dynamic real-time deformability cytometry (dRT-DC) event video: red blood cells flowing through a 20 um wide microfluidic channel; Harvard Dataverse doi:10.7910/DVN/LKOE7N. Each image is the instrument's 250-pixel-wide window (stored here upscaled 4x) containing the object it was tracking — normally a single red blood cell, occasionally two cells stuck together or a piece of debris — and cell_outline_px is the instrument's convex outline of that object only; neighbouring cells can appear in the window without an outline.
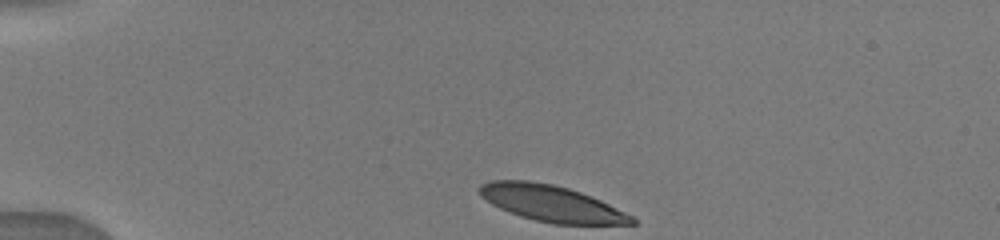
{"species": "human", "species_latin": "Homo sapiens", "temperature_condition": "warm", "stored_images_in_passage": 42, "camera_frame_rate_fps": 3000, "um_per_image_px": 0.085, "donor": {"sex": "male"}, "frame": {"image": 1, "passage_image": 1, "time_ms": 0.0, "image_size_px": [1000, 240], "cell_outline_px": [[636, 224], [552, 224], [520, 216], [500, 208], [492, 204], [480, 196], [480, 184], [488, 180], [528, 180], [552, 184], [568, 188], [592, 196], [636, 216]], "centroid_in_image_um": [46.91, 17.29], "position_along_channel_um": 38.1, "area_um2": 32.31}}
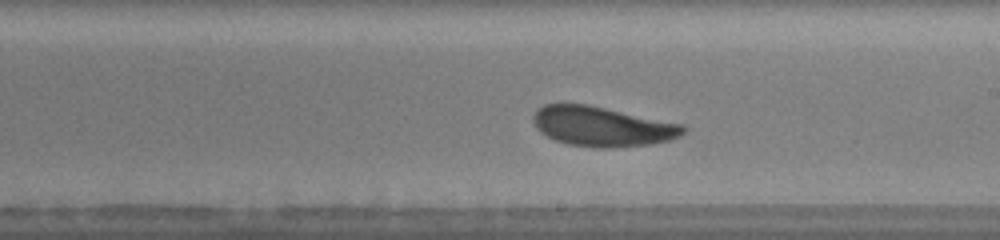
{"frame": {"image": 2, "passage_image": 22, "time_ms": 6.333, "image_size_px": [1000, 240], "cell_outline_px": [[688, 128], [680, 136], [672, 140], [652, 144], [608, 148], [592, 148], [568, 144], [556, 140], [540, 132], [536, 128], [532, 120], [532, 116], [536, 108], [544, 104], [588, 104], [684, 124]], "centroid_in_image_um": [51.2, 10.75], "position_along_channel_um": 237.8, "area_um2": 35.2}}
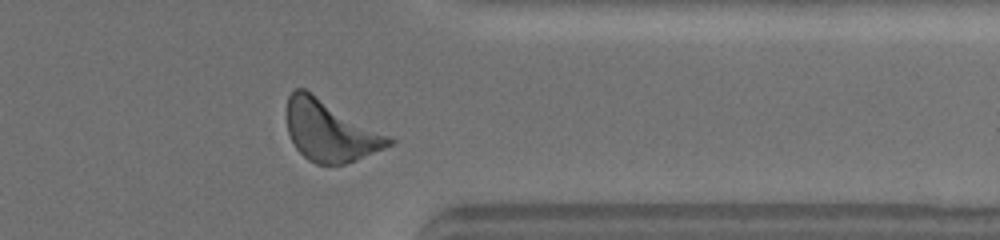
{"frame": {"image": 3, "passage_image": 31, "time_ms": 10.0, "image_size_px": [1000, 240], "cell_outline_px": [[396, 140], [392, 144], [384, 148], [356, 160], [344, 164], [316, 164], [308, 160], [296, 148], [288, 132], [284, 116], [288, 96], [296, 88], [304, 88], [392, 136]], "centroid_in_image_um": [28.04, 11.1], "position_along_channel_um": 383.4, "area_um2": 36.65}}